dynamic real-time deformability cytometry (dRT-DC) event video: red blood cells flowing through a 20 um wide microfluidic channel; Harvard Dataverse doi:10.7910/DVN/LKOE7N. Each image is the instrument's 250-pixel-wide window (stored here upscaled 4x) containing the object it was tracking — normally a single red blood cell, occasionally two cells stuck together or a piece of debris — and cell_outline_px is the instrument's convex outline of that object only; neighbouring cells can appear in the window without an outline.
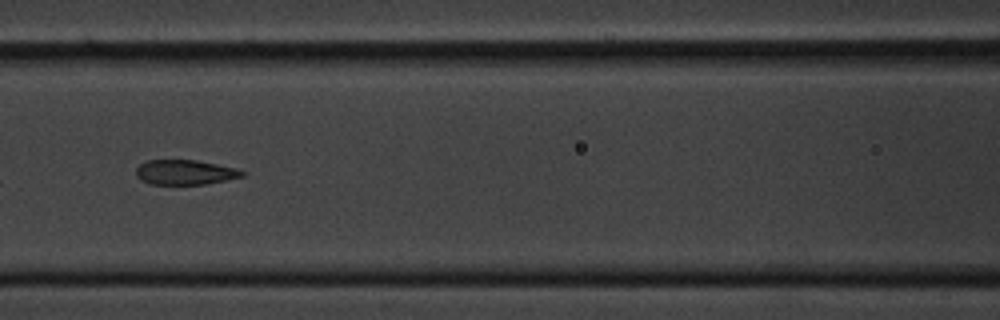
{"species": "common noctule bat (a hibernating species)", "species_latin": "Nyctalus noctula", "temperature_condition": "cold", "stored_images_in_passage": 34, "camera_frame_rate_fps": 3000, "um_per_image_px": 0.085, "animal": {"sex": "male", "body_mass_g": 20.1, "forearm_length_mm": 53.5}, "frame": {"image": 1, "passage_image": 9, "time_ms": 2.667, "image_size_px": [1000, 320], "cell_outline_px": [[248, 172], [244, 176], [204, 184], [148, 184], [140, 180], [136, 176], [136, 168], [140, 164], [148, 160], [196, 160], [236, 168]], "centroid_in_image_um": [15.72, 14.64], "position_along_channel_um": 150.9, "area_um2": 15.37}}
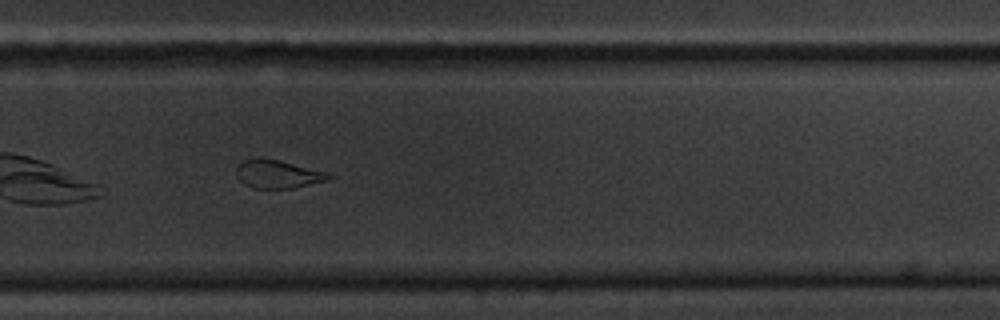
{"frame": {"image": 2, "passage_image": 22, "time_ms": 7.0, "image_size_px": [1000, 320], "cell_outline_px": [[336, 176], [328, 180], [292, 188], [252, 188], [244, 184], [236, 176], [236, 168], [244, 160], [252, 156], [260, 156], [280, 160], [332, 172]], "centroid_in_image_um": [23.65, 14.76], "position_along_channel_um": 306.1, "area_um2": 15.78}}
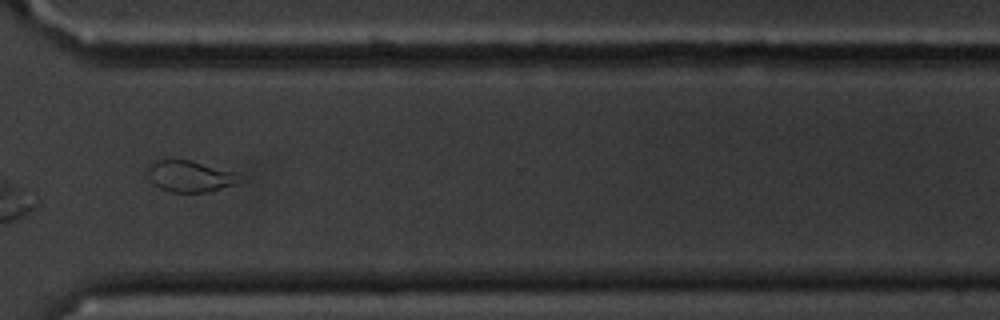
{"frame": {"image": 3, "passage_image": 26, "time_ms": 8.333, "image_size_px": [1000, 320], "cell_outline_px": [[248, 180], [236, 184], [208, 192], [168, 192], [160, 188], [152, 180], [148, 172], [148, 164], [152, 160], [164, 156], [188, 160], [232, 172]], "centroid_in_image_um": [16.11, 14.95], "position_along_channel_um": 354.5, "area_um2": 17.11}}